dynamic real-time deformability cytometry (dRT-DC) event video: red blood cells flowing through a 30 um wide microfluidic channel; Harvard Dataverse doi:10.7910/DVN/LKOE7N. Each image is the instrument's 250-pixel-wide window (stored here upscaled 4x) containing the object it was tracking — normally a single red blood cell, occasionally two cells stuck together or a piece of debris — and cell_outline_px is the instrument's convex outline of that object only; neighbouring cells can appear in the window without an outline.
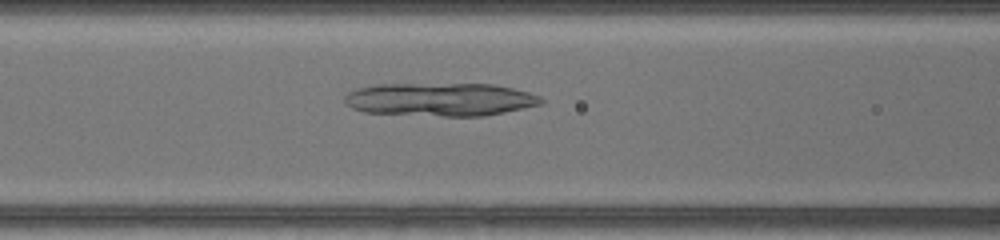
{"species": "common noctule bat (a hibernating species)", "species_latin": "Nyctalus noctula", "temperature_condition": "warm", "stored_images_in_passage": 30, "camera_frame_rate_fps": 3000, "um_per_image_px": 0.085, "animal": {"sex": "female", "body_mass_g": 17.0, "forearm_length_mm": 48.0}, "frame": {"image": 1, "passage_image": 14, "time_ms": 4.333, "image_size_px": [1000, 240], "cell_outline_px": [[532, 104], [496, 112], [460, 116], [376, 112], [360, 108], [364, 92], [372, 88], [468, 84], [476, 84], [504, 88], [520, 92]], "centroid_in_image_um": [37.63, 8.49], "position_along_channel_um": 129.0, "area_um2": 30.75}}
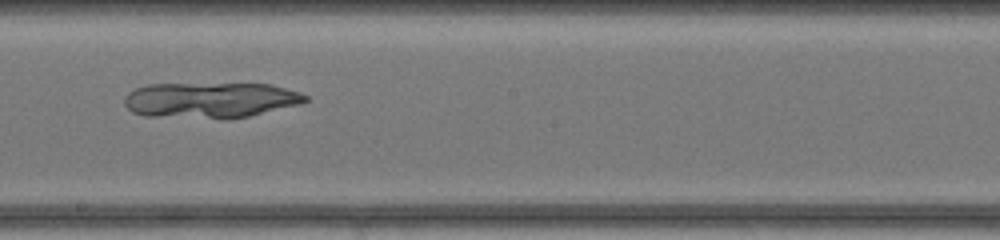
{"frame": {"image": 2, "passage_image": 21, "time_ms": 6.667, "image_size_px": [1000, 240], "cell_outline_px": [[304, 100], [240, 116], [212, 116], [136, 112], [132, 108], [144, 88], [228, 84], [260, 84], [292, 92], [304, 96]], "centroid_in_image_um": [18.15, 8.48], "position_along_channel_um": 230.0, "area_um2": 30.58}}
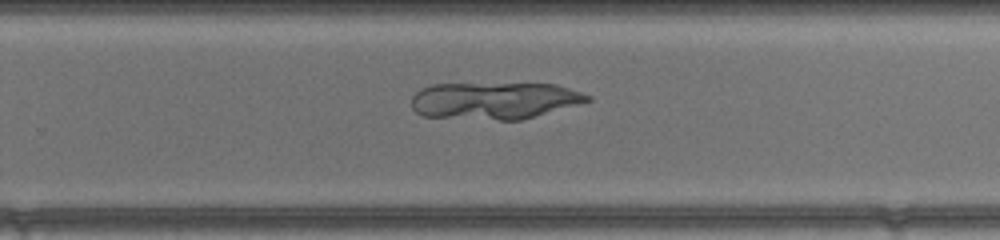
{"frame": {"image": 3, "passage_image": 25, "time_ms": 8.0, "image_size_px": [1000, 240], "cell_outline_px": [[588, 100], [528, 116], [512, 120], [504, 120], [428, 116], [428, 88], [448, 84], [548, 84], [588, 96]], "centroid_in_image_um": [42.33, 8.54], "position_along_channel_um": 287.5, "area_um2": 33.06}}